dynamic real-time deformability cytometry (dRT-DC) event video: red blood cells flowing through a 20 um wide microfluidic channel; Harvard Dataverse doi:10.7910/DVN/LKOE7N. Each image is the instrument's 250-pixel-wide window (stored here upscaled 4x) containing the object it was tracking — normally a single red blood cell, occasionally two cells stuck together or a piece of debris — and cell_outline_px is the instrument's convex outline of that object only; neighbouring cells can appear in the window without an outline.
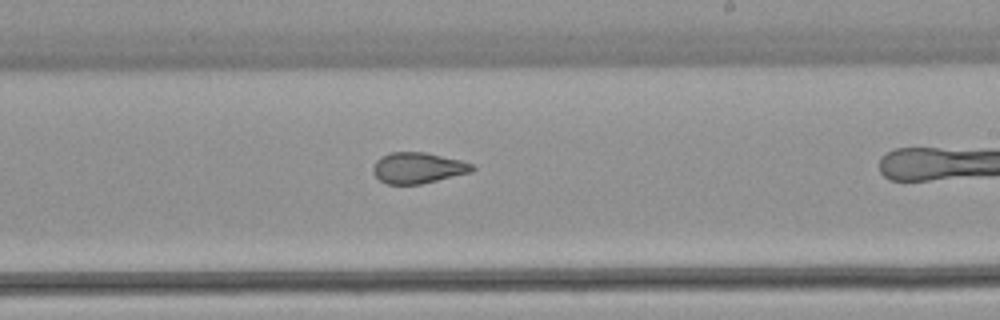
{"species": "common noctule bat (a hibernating species)", "species_latin": "Nyctalus noctula", "temperature_condition": "warm", "stored_images_in_passage": 24, "camera_frame_rate_fps": 3000, "um_per_image_px": 0.085, "animal": {"sex": "female", "body_mass_g": 22.7, "forearm_length_mm": 54.2}, "frame": {"image": 1, "passage_image": 13, "time_ms": 4.0, "image_size_px": [1000, 320], "cell_outline_px": [[476, 168], [472, 172], [420, 184], [388, 184], [380, 180], [372, 172], [372, 168], [376, 160], [380, 156], [392, 152], [424, 152], [460, 160], [472, 164]], "centroid_in_image_um": [35.51, 14.27], "position_along_channel_um": 253.5, "area_um2": 17.8}}
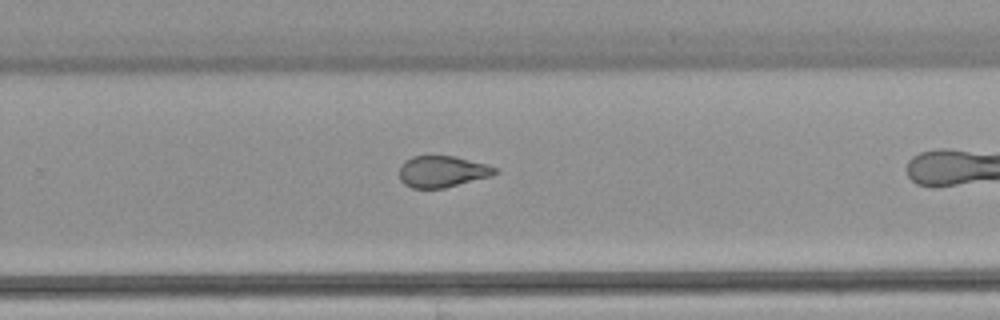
{"frame": {"image": 2, "passage_image": 16, "time_ms": 5.0, "image_size_px": [1000, 320], "cell_outline_px": [[500, 172], [492, 176], [444, 188], [412, 188], [404, 184], [400, 180], [400, 164], [404, 160], [412, 156], [456, 156], [488, 164], [496, 168]], "centroid_in_image_um": [37.61, 14.57], "position_along_channel_um": 292.2, "area_um2": 17.74}}
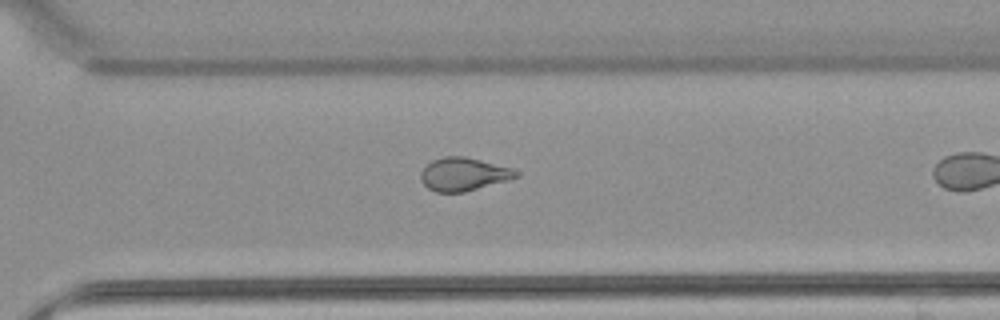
{"frame": {"image": 3, "passage_image": 19, "time_ms": 6.0, "image_size_px": [1000, 320], "cell_outline_px": [[520, 172], [516, 176], [504, 180], [464, 192], [436, 192], [428, 188], [420, 180], [420, 172], [432, 160], [444, 156], [464, 156], [512, 168]], "centroid_in_image_um": [39.34, 14.8], "position_along_channel_um": 331.3, "area_um2": 18.03}}